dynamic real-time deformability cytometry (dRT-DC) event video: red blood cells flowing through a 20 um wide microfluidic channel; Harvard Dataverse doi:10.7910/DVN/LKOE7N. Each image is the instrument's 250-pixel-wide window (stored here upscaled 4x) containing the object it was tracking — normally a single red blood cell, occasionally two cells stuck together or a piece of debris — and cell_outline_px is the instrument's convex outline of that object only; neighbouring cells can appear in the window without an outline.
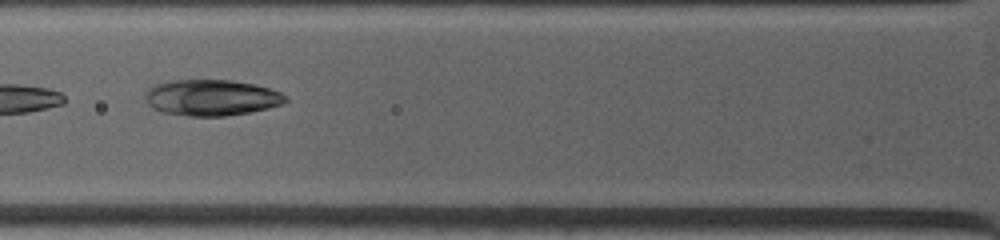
{"species": "common noctule bat (a hibernating species)", "species_latin": "Nyctalus noctula", "temperature_condition": "warm", "stored_images_in_passage": 12, "camera_frame_rate_fps": 4500, "um_per_image_px": 0.085, "animal": {"sex": "female", "body_mass_g": 19.0, "forearm_length_mm": 53.3}, "frame": {"image": 1, "passage_image": 3, "time_ms": 2.222, "image_size_px": [1000, 240], "cell_outline_px": [[288, 100], [284, 104], [268, 108], [248, 112], [224, 116], [188, 116], [164, 112], [152, 108], [144, 100], [144, 96], [148, 88], [152, 84], [168, 80], [232, 80], [252, 84], [268, 88], [280, 92]], "centroid_in_image_um": [17.92, 8.29], "position_along_channel_um": 107.9, "area_um2": 29.59}}
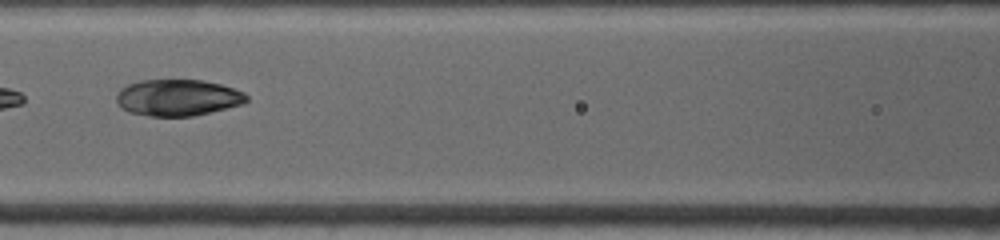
{"frame": {"image": 2, "passage_image": 4, "time_ms": 3.333, "image_size_px": [1000, 240], "cell_outline_px": [[248, 100], [244, 104], [192, 116], [148, 116], [128, 112], [120, 108], [116, 100], [116, 96], [120, 88], [128, 84], [140, 80], [204, 80], [220, 84], [244, 92], [248, 96]], "centroid_in_image_um": [15.09, 8.3], "position_along_channel_um": 151.5, "area_um2": 27.8}}
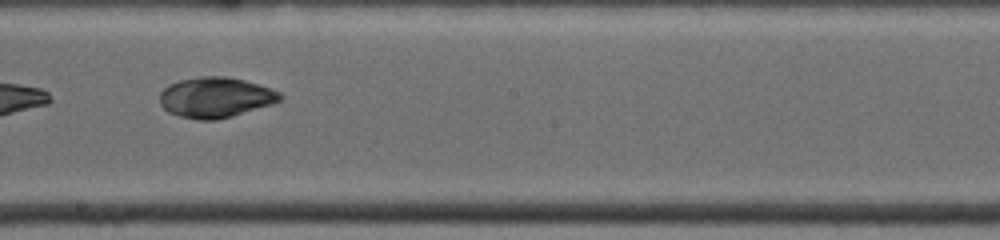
{"frame": {"image": 3, "passage_image": 6, "time_ms": 5.333, "image_size_px": [1000, 240], "cell_outline_px": [[284, 96], [280, 100], [272, 104], [232, 116], [216, 120], [200, 120], [180, 116], [168, 112], [160, 104], [160, 92], [168, 84], [180, 80], [200, 76], [228, 76], [244, 80], [280, 92]], "centroid_in_image_um": [18.3, 8.27], "position_along_channel_um": 229.9, "area_um2": 28.26}}